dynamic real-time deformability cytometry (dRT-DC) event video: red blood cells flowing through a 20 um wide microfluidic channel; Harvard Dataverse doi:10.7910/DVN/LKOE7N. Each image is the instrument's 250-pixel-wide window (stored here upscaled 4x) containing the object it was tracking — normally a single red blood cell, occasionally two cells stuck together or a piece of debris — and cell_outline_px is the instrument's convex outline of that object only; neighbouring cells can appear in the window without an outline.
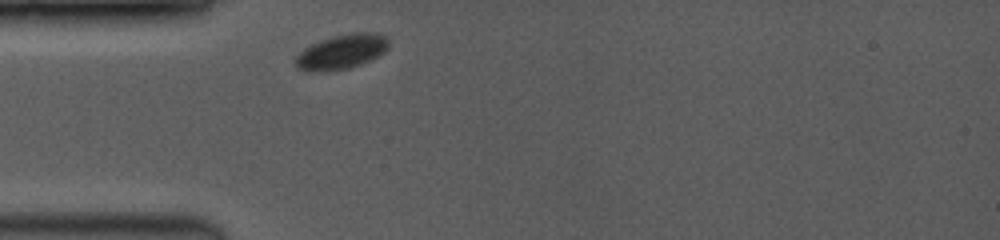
{"species": "common noctule bat (a hibernating species)", "species_latin": "Nyctalus noctula", "temperature_condition": "room temperature", "stored_images_in_passage": 49, "camera_frame_rate_fps": 3500, "um_per_image_px": 0.085, "animal": {"sex": "female", "body_mass_g": 19.0, "forearm_length_mm": 53.3}, "frame": {"image": 1, "passage_image": 1, "time_ms": 0.0, "image_size_px": [1000, 240], "cell_outline_px": [[388, 48], [384, 52], [360, 64], [348, 68], [328, 72], [300, 68], [296, 64], [296, 56], [304, 48], [320, 40], [332, 36], [352, 32], [372, 32], [384, 36], [388, 40]], "centroid_in_image_um": [29.05, 4.37], "position_along_channel_um": 55.9, "area_um2": 18.44}}
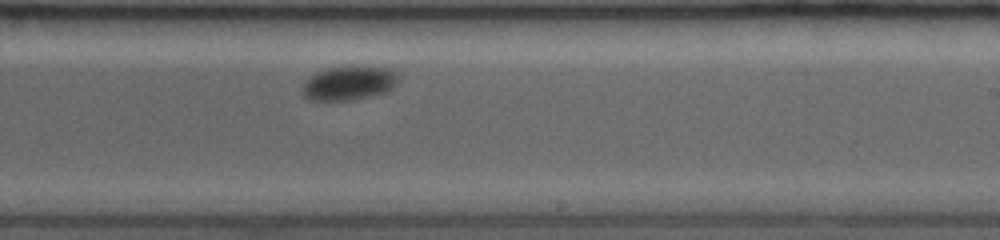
{"frame": {"image": 2, "passage_image": 29, "time_ms": 5.714, "image_size_px": [1000, 240], "cell_outline_px": [[400, 76], [396, 84], [388, 92], [352, 100], [308, 100], [304, 96], [304, 84], [308, 76], [316, 72], [328, 68], [388, 68], [396, 72]], "centroid_in_image_um": [29.67, 7.09], "position_along_channel_um": 259.3, "area_um2": 18.67}}
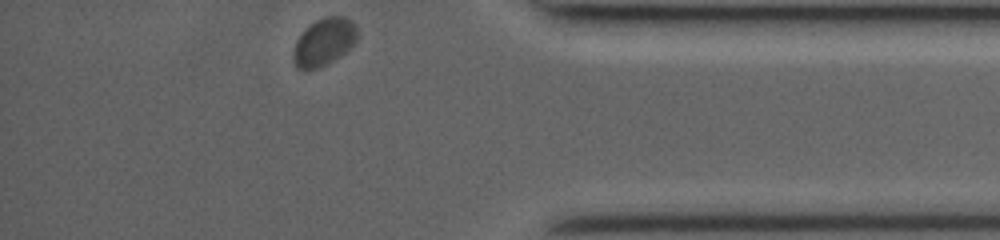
{"frame": {"image": 3, "passage_image": 48, "time_ms": 10.0, "image_size_px": [1000, 240], "cell_outline_px": [[356, 40], [344, 52], [332, 60], [308, 72], [296, 68], [292, 60], [292, 56], [296, 40], [316, 20], [324, 16], [344, 16], [356, 24]], "centroid_in_image_um": [27.5, 3.58], "position_along_channel_um": 407.7, "area_um2": 17.4}, "authors_computed_cell_mechanics": {"area_um2": 18.9006, "velocity_mm_per_s": 3.6698, "shape_relaxation_time_tau1_ms": 3.0136, "shape_relaxation_time_tau2_ms": null, "deformation_change_tau1": 0.0631, "deformation_change_tau2": null}}